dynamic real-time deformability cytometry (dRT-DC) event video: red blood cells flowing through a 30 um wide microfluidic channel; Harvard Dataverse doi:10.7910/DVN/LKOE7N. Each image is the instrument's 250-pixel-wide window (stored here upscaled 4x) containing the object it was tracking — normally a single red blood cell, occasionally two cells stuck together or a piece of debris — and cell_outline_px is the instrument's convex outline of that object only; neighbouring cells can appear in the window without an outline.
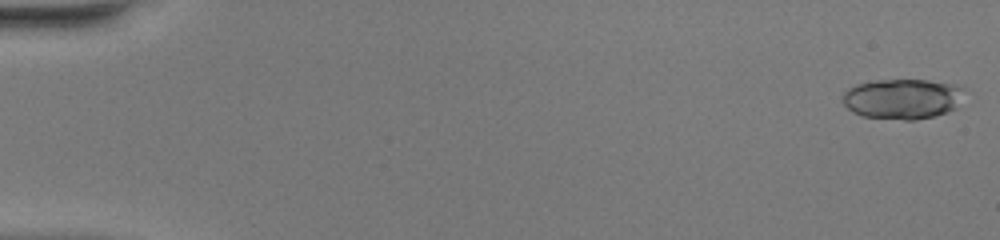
{"species": "common noctule bat (a hibernating species)", "species_latin": "Nyctalus noctula", "temperature_condition": "warm", "stored_images_in_passage": 46, "camera_frame_rate_fps": 3000, "um_per_image_px": 0.085, "animal": {"sex": "female", "body_mass_g": 20.0, "forearm_length_mm": 54.0}, "frame": {"image": 1, "passage_image": 1, "time_ms": 0.0, "image_size_px": [1000, 240], "cell_outline_px": [[964, 88], [956, 108], [948, 112], [936, 116], [916, 120], [904, 120], [860, 116], [852, 112], [840, 100], [844, 92], [848, 88], [856, 84], [876, 80], [928, 80], [956, 84]], "centroid_in_image_um": [76.68, 8.41], "position_along_channel_um": 8.3, "area_um2": 28.84}}
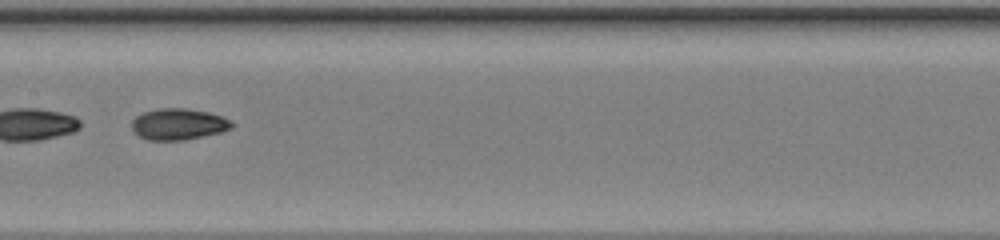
{"frame": {"image": 2, "passage_image": 27, "time_ms": 8.667, "image_size_px": [1000, 240], "cell_outline_px": [[236, 124], [232, 128], [220, 132], [184, 140], [148, 140], [132, 132], [132, 120], [136, 116], [144, 112], [160, 108], [184, 108], [208, 112], [232, 120]], "centroid_in_image_um": [15.17, 10.55], "position_along_channel_um": 192.2, "area_um2": 18.26}}
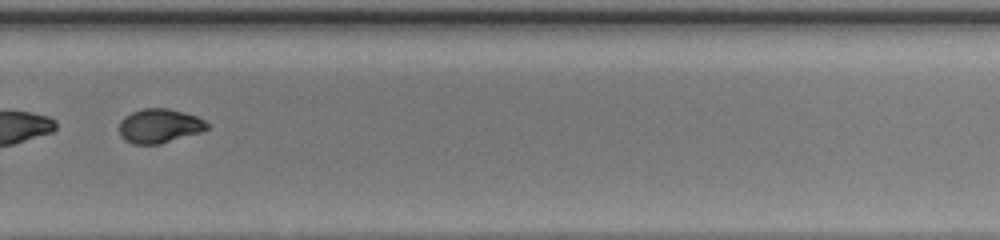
{"frame": {"image": 3, "passage_image": 36, "time_ms": 11.667, "image_size_px": [1000, 240], "cell_outline_px": [[212, 128], [200, 132], [160, 144], [132, 144], [124, 140], [120, 136], [120, 120], [124, 116], [140, 108], [168, 108], [184, 112], [196, 116], [204, 120]], "centroid_in_image_um": [13.55, 10.7], "position_along_channel_um": 316.3, "area_um2": 17.69}}